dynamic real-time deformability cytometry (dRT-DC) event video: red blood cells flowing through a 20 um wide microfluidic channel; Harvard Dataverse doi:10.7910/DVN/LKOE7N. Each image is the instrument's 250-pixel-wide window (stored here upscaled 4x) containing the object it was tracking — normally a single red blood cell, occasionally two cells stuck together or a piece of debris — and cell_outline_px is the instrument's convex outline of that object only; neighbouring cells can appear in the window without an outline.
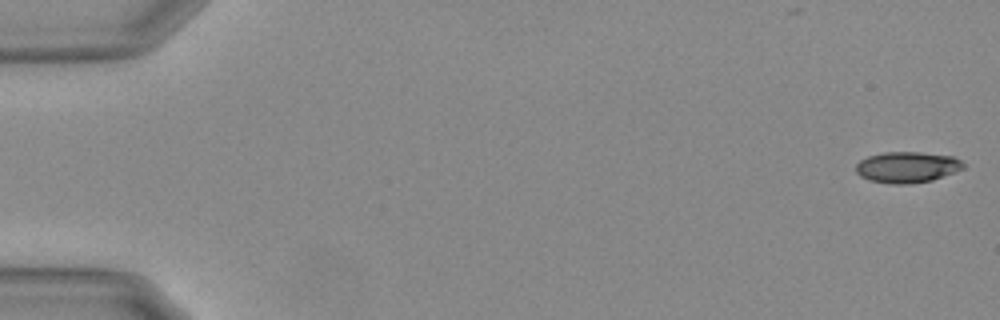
{"species": "Egyptian fruit bat (a non-hibernating species)", "species_latin": "Rousettus aegyptiacus", "temperature_condition": "warm", "stored_images_in_passage": 16, "camera_frame_rate_fps": 3000, "um_per_image_px": 0.085, "animal": {"sex": "female"}, "frame": {"image": 1, "passage_image": 1, "time_ms": 0.0, "image_size_px": [1000, 320], "cell_outline_px": [[964, 168], [932, 180], [908, 184], [888, 184], [868, 180], [860, 176], [856, 172], [856, 164], [860, 160], [868, 156], [884, 152], [920, 152], [952, 156], [960, 160], [964, 164]], "centroid_in_image_um": [77.07, 14.21], "position_along_channel_um": 7.9, "area_um2": 19.42}}
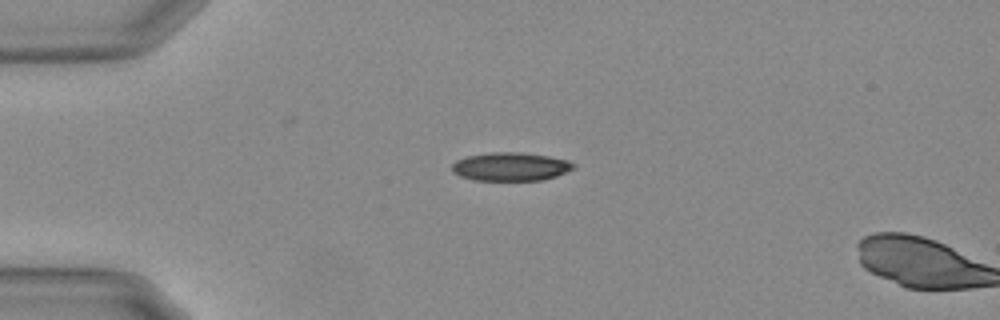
{"frame": {"image": 2, "passage_image": 14, "time_ms": 4.333, "image_size_px": [1000, 320], "cell_outline_px": [[576, 168], [556, 176], [540, 180], [476, 180], [460, 176], [452, 168], [452, 164], [456, 160], [468, 156], [488, 152], [520, 152], [548, 156], [568, 160], [576, 164]], "centroid_in_image_um": [43.44, 14.15], "position_along_channel_um": 41.6, "area_um2": 20.06}}